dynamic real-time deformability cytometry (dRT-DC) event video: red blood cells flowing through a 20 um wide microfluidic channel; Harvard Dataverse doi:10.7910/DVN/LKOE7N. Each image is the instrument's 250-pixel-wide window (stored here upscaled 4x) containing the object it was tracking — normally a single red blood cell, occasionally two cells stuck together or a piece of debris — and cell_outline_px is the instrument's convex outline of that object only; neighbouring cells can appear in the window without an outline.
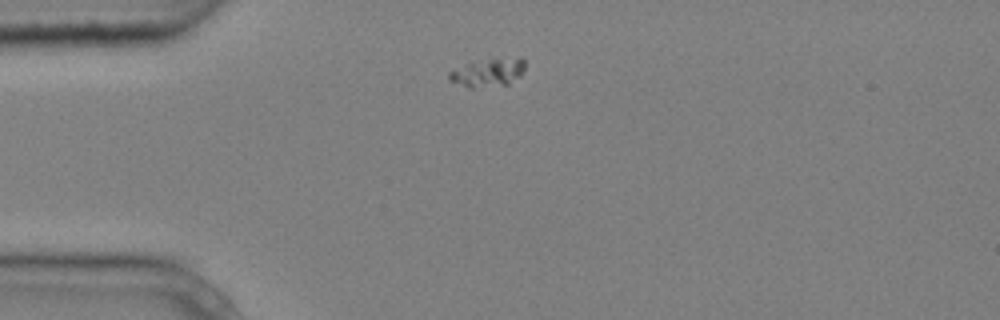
{"species": "common noctule bat (a hibernating species)", "species_latin": "Nyctalus noctula", "temperature_condition": "cold", "stored_images_in_passage": 10, "camera_frame_rate_fps": 3000, "um_per_image_px": 0.085, "animal": {"sex": "male", "body_mass_g": 20.4}, "frame": {"image": 1, "passage_image": 1, "time_ms": 0.0, "image_size_px": [1000, 320], "cell_outline_px": [[524, 68], [520, 76], [508, 84], [472, 88], [468, 88], [448, 80], [448, 72], [464, 64], [488, 60], [520, 56], [524, 60]], "centroid_in_image_um": [41.47, 6.17], "position_along_channel_um": 43.5, "area_um2": 12.37}}
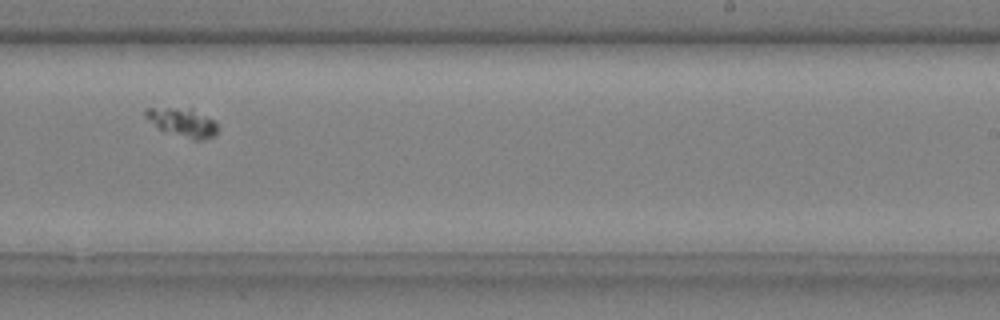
{"frame": {"image": 2, "passage_image": 7, "time_ms": 2.0, "image_size_px": [1000, 320], "cell_outline_px": [[216, 136], [200, 140], [192, 140], [164, 132], [144, 116], [144, 108], [192, 108], [212, 120], [216, 124]], "centroid_in_image_um": [15.49, 10.42], "position_along_channel_um": 273.5, "area_um2": 12.02}}